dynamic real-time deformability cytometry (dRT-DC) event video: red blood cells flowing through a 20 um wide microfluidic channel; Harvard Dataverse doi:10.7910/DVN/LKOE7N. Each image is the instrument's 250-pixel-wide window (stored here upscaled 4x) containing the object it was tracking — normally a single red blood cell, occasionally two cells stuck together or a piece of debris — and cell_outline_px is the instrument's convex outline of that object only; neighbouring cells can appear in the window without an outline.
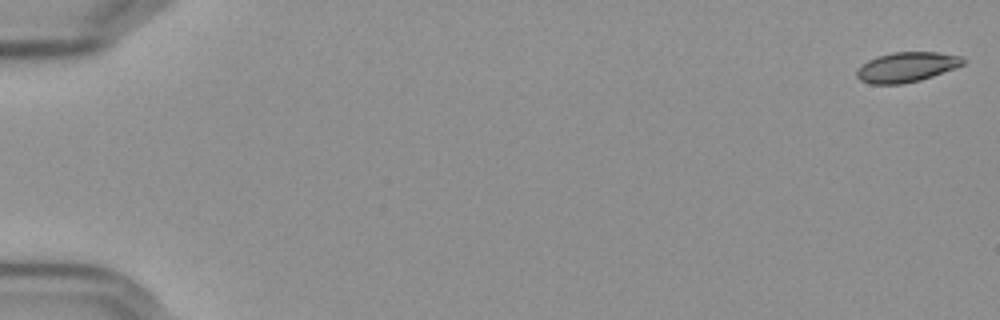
{"species": "Egyptian fruit bat (a non-hibernating species)", "species_latin": "Rousettus aegyptiacus", "temperature_condition": "cold", "stored_images_in_passage": 58, "camera_frame_rate_fps": 3000, "um_per_image_px": 0.085, "frame": {"image": 1, "passage_image": 1, "time_ms": 0.0, "image_size_px": [1000, 320], "cell_outline_px": [[968, 60], [964, 64], [932, 76], [920, 80], [900, 84], [872, 84], [860, 80], [856, 76], [856, 72], [868, 60], [876, 56], [892, 52], [936, 52], [964, 56]], "centroid_in_image_um": [77.1, 5.69], "position_along_channel_um": 7.9, "area_um2": 18.5}}
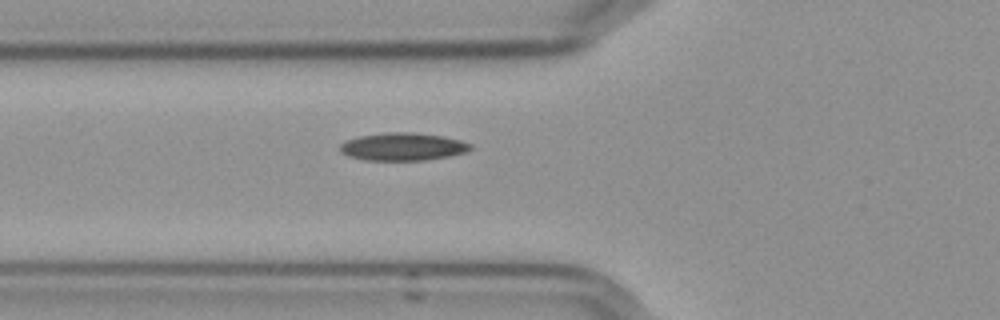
{"frame": {"image": 2, "passage_image": 22, "time_ms": 7.0, "image_size_px": [1000, 320], "cell_outline_px": [[472, 148], [468, 152], [448, 156], [424, 160], [364, 160], [348, 156], [340, 152], [340, 144], [344, 140], [360, 136], [388, 132], [412, 132], [444, 136], [460, 140], [472, 144]], "centroid_in_image_um": [34.24, 12.46], "position_along_channel_um": 91.6, "area_um2": 21.21}}
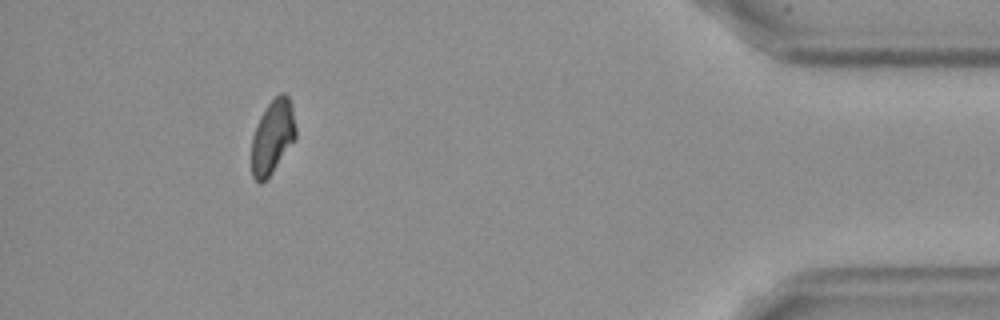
{"frame": {"image": 3, "passage_image": 53, "time_ms": 17.333, "image_size_px": [1000, 320], "cell_outline_px": [[296, 136], [272, 172], [260, 184], [252, 176], [252, 136], [256, 124], [260, 116], [268, 104], [280, 92], [284, 92], [288, 96], [292, 108], [296, 128]], "centroid_in_image_um": [23.15, 11.59], "position_along_channel_um": 412.0, "area_um2": 18.73}, "authors_computed_cell_mechanics": {"area_um2": 19.8543, "velocity_mm_per_s": 3.5908, "shape_relaxation_time_tau1_ms": null, "shape_relaxation_time_tau2_ms": 6.2004, "deformation_change_tau1": null, "deformation_change_tau2": 0.1071}}